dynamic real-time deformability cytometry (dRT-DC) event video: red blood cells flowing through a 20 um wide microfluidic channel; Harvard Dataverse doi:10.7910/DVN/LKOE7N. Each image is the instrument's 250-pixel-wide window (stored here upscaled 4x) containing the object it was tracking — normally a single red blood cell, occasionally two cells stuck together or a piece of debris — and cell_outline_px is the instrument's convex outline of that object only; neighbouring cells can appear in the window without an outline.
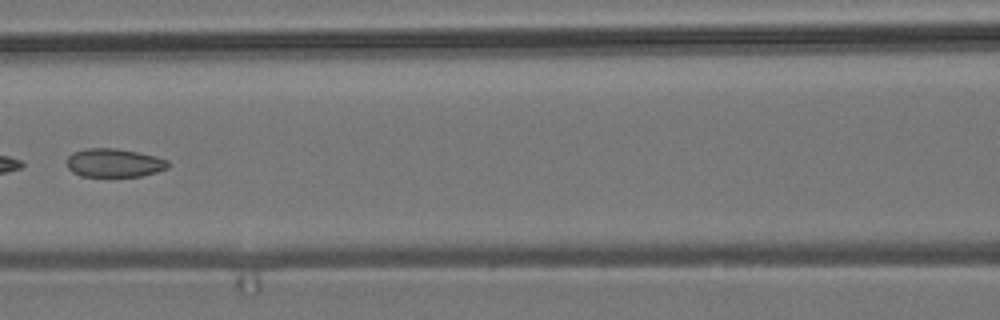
{"species": "common noctule bat (a hibernating species)", "species_latin": "Nyctalus noctula", "temperature_condition": "room temperature", "stored_images_in_passage": 7, "camera_frame_rate_fps": 3000, "um_per_image_px": 0.085, "animal": {"sex": "male", "body_mass_g": 19.2, "forearm_length_mm": 51.8}, "frame": {"image": 1, "passage_image": 6, "time_ms": 7.0, "image_size_px": [1000, 320], "cell_outline_px": [[168, 168], [156, 172], [140, 176], [80, 176], [72, 172], [68, 168], [68, 156], [72, 152], [84, 148], [116, 148], [156, 156], [168, 160]], "centroid_in_image_um": [9.68, 13.84], "position_along_channel_um": 156.9, "area_um2": 16.82}}
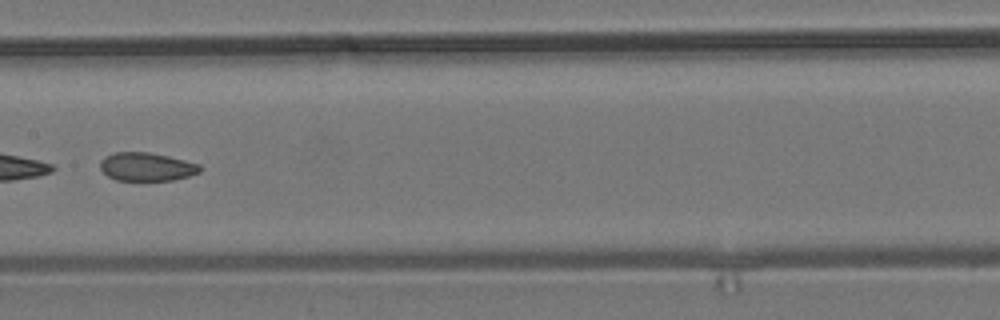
{"frame": {"image": 2, "passage_image": 7, "time_ms": 8.0, "image_size_px": [1000, 320], "cell_outline_px": [[200, 172], [188, 176], [172, 180], [116, 180], [108, 176], [100, 168], [100, 160], [104, 156], [116, 152], [148, 152], [168, 156], [200, 164]], "centroid_in_image_um": [12.44, 14.17], "position_along_channel_um": 195.0, "area_um2": 16.42}}